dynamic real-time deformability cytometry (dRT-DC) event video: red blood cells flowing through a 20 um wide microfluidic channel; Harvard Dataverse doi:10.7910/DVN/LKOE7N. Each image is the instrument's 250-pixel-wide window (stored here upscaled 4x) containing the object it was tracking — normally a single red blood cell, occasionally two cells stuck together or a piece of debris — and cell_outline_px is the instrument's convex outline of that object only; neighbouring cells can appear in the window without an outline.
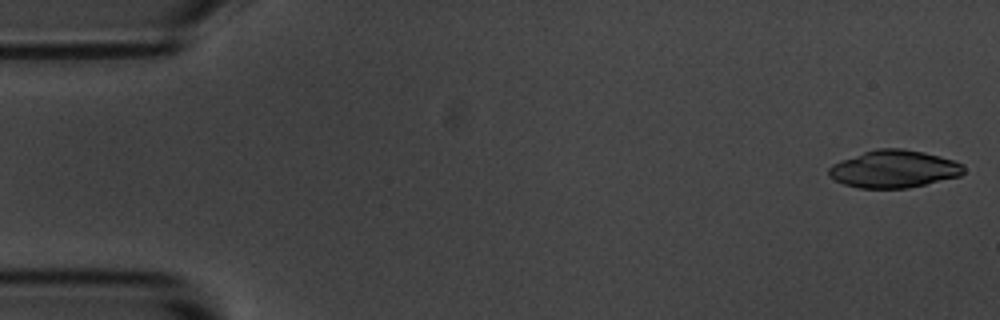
{"species": "common noctule bat (a hibernating species)", "species_latin": "Nyctalus noctula", "temperature_condition": "room temperature", "stored_images_in_passage": 4, "camera_frame_rate_fps": 3000, "um_per_image_px": 0.085, "animal": {"sex": "male", "body_mass_g": 20.1, "forearm_length_mm": 53.5}, "frame": {"image": 1, "passage_image": 1, "time_ms": 0.0, "image_size_px": [1000, 320], "cell_outline_px": [[964, 172], [960, 176], [908, 188], [860, 188], [844, 184], [836, 180], [828, 172], [828, 168], [832, 164], [840, 160], [864, 152], [880, 148], [900, 148], [924, 152], [940, 156], [964, 164]], "centroid_in_image_um": [76.0, 14.36], "position_along_channel_um": 9.0, "area_um2": 29.3}}